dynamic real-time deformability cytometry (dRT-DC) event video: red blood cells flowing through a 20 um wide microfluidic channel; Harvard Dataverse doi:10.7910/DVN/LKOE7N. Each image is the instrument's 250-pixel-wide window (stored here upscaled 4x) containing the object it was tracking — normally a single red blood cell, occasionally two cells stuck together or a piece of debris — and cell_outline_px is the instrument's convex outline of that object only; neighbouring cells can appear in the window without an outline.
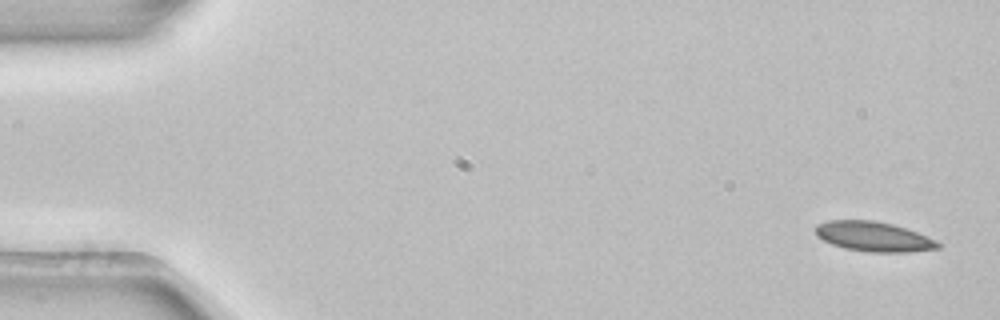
{"species": "common noctule bat (a hibernating species)", "species_latin": "Nyctalus noctula", "temperature_condition": "room temperature", "stored_images_in_passage": 6, "segment_of_instrument_passage": [1, 2], "camera_frame_rate_fps": 3000, "um_per_image_px": 0.085, "animal": {"sex": "female", "body_mass_g": 22.7, "forearm_length_mm": 54.2}, "frame": {"image": 1, "passage_image": 1, "time_ms": 0.0, "image_size_px": [1000, 320], "cell_outline_px": [[940, 248], [908, 252], [868, 252], [844, 248], [832, 244], [816, 236], [816, 224], [828, 220], [872, 220], [892, 224], [916, 232], [936, 240], [940, 244]], "centroid_in_image_um": [74.23, 20.11], "position_along_channel_um": 10.8, "area_um2": 21.15}}